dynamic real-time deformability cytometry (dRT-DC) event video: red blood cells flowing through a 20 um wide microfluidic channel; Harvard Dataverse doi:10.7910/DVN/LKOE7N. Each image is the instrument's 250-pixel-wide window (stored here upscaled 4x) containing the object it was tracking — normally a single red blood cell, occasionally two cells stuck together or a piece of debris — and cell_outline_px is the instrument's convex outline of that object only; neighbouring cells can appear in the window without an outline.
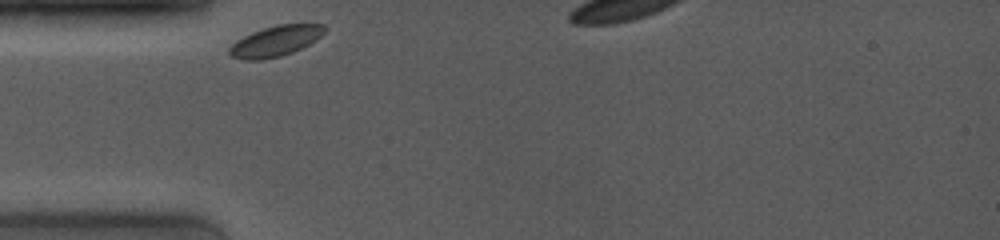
{"species": "common noctule bat (a hibernating species)", "species_latin": "Nyctalus noctula", "temperature_condition": "room temperature", "stored_images_in_passage": 25, "camera_frame_rate_fps": 4000, "um_per_image_px": 0.085, "animal": {"sex": "female", "body_mass_g": 19.0, "forearm_length_mm": 53.3}, "frame": {"image": 1, "passage_image": 1, "time_ms": 0.0, "image_size_px": [1000, 240], "cell_outline_px": [[328, 28], [316, 40], [292, 52], [280, 56], [260, 60], [244, 60], [232, 56], [228, 52], [228, 48], [236, 40], [252, 32], [276, 24], [324, 24]], "centroid_in_image_um": [23.41, 3.48], "position_along_channel_um": 61.6, "area_um2": 16.88}}
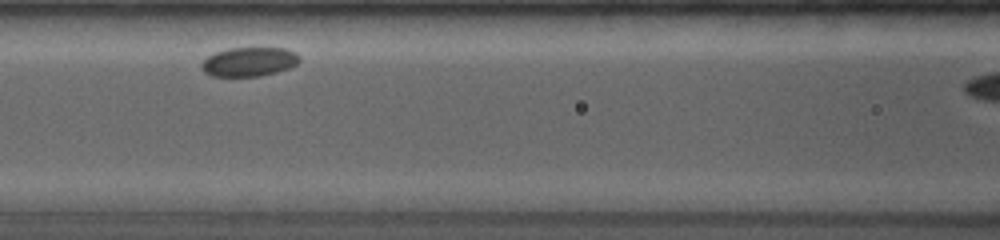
{"frame": {"image": 2, "passage_image": 11, "time_ms": 2.5, "image_size_px": [1000, 240], "cell_outline_px": [[300, 60], [296, 64], [288, 68], [276, 72], [260, 76], [212, 76], [204, 72], [200, 68], [200, 64], [208, 56], [216, 52], [228, 48], [288, 48], [296, 52], [300, 56]], "centroid_in_image_um": [21.17, 5.24], "position_along_channel_um": 145.4, "area_um2": 16.7}}
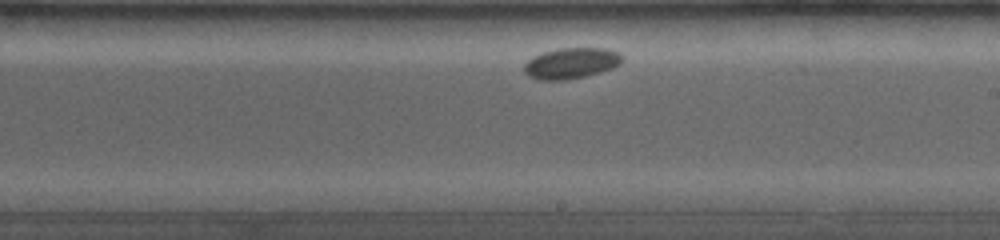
{"frame": {"image": 3, "passage_image": 22, "time_ms": 5.25, "image_size_px": [1000, 240], "cell_outline_px": [[624, 60], [620, 64], [612, 68], [600, 72], [568, 80], [540, 80], [528, 76], [524, 72], [524, 64], [532, 56], [556, 48], [604, 48], [620, 52], [624, 56]], "centroid_in_image_um": [48.56, 5.36], "position_along_channel_um": 240.4, "area_um2": 17.86}}